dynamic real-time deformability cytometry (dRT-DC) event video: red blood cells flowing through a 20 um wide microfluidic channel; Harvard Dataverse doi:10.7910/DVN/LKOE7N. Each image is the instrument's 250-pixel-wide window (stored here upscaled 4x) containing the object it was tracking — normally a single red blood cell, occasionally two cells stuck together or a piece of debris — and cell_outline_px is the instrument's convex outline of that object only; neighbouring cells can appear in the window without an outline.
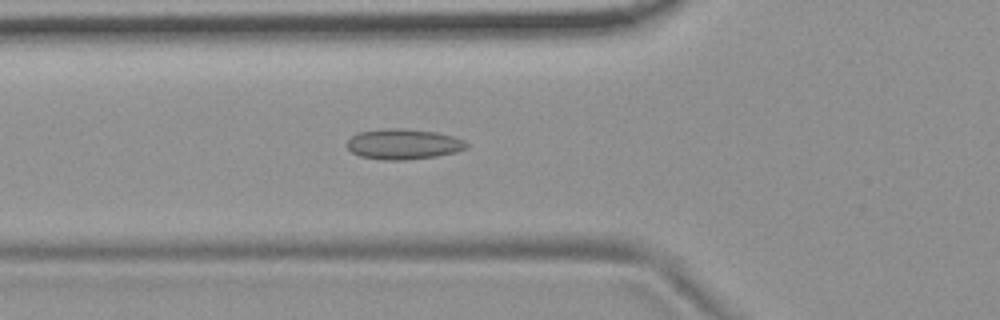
{"species": "common noctule bat (a hibernating species)", "species_latin": "Nyctalus noctula", "temperature_condition": "room temperature", "stored_images_in_passage": 48, "camera_frame_rate_fps": 3000, "um_per_image_px": 0.085, "animal": {"sex": "female", "body_mass_g": 19.9}, "frame": {"image": 1, "passage_image": 13, "time_ms": 4.0, "image_size_px": [1000, 320], "cell_outline_px": [[468, 144], [464, 148], [456, 152], [436, 156], [404, 160], [380, 160], [360, 156], [352, 152], [348, 148], [348, 140], [352, 136], [360, 132], [392, 128], [404, 128], [436, 132], [452, 136], [464, 140]], "centroid_in_image_um": [34.29, 12.25], "position_along_channel_um": 91.5, "area_um2": 20.98}}
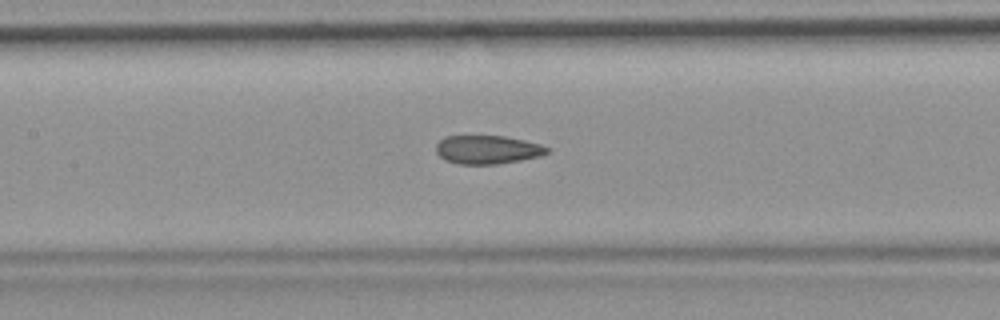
{"frame": {"image": 2, "passage_image": 19, "time_ms": 6.0, "image_size_px": [1000, 320], "cell_outline_px": [[548, 152], [540, 156], [520, 160], [496, 164], [460, 164], [444, 160], [436, 152], [436, 144], [444, 136], [504, 136], [524, 140], [540, 144], [548, 148]], "centroid_in_image_um": [41.4, 12.72], "position_along_channel_um": 166.0, "area_um2": 18.38}}
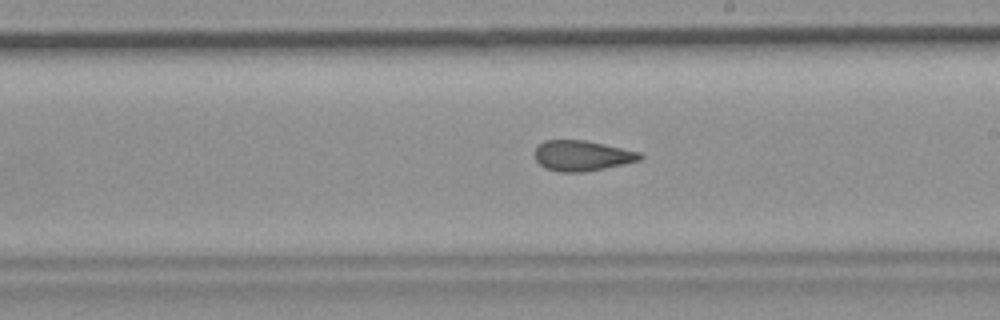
{"frame": {"image": 3, "passage_image": 25, "time_ms": 8.0, "image_size_px": [1000, 320], "cell_outline_px": [[644, 156], [640, 160], [624, 164], [584, 172], [560, 172], [544, 168], [536, 160], [536, 148], [544, 140], [584, 140], [604, 144], [640, 152]], "centroid_in_image_um": [49.48, 13.24], "position_along_channel_um": 239.5, "area_um2": 18.55}, "authors_computed_cell_mechanics": {"area_um2": 19.363, "velocity_mm_per_s": 3.7059, "shape_relaxation_time_tau1_ms": null, "shape_relaxation_time_tau2_ms": 2.199, "deformation_change_tau1": null, "deformation_change_tau2": 0.0856}}